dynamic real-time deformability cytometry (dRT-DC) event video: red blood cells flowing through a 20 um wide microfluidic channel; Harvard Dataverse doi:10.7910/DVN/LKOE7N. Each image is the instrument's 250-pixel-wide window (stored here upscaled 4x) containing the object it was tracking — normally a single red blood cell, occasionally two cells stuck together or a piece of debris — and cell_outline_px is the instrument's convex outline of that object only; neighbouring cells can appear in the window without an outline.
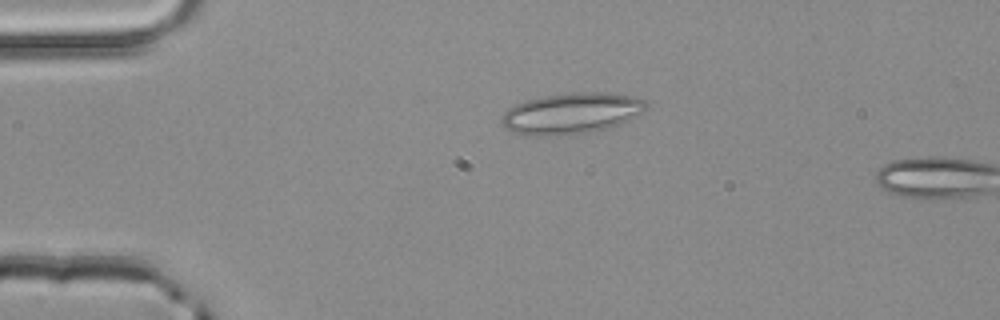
{"species": "common noctule bat (a hibernating species)", "species_latin": "Nyctalus noctula", "temperature_condition": "room temperature", "stored_images_in_passage": 4, "camera_frame_rate_fps": 3000, "um_per_image_px": 0.085, "animal": {"sex": "male", "body_mass_g": 20.4}, "frame": {"image": 1, "passage_image": 2, "time_ms": 0.333, "image_size_px": [1000, 320], "cell_outline_px": [[644, 108], [640, 112], [628, 120], [620, 124], [608, 128], [592, 132], [572, 136], [540, 136], [512, 132], [504, 128], [504, 112], [508, 108], [524, 100], [544, 96], [572, 92], [608, 92], [632, 96], [644, 100]], "centroid_in_image_um": [48.55, 9.65], "position_along_channel_um": 36.5, "area_um2": 34.56}}